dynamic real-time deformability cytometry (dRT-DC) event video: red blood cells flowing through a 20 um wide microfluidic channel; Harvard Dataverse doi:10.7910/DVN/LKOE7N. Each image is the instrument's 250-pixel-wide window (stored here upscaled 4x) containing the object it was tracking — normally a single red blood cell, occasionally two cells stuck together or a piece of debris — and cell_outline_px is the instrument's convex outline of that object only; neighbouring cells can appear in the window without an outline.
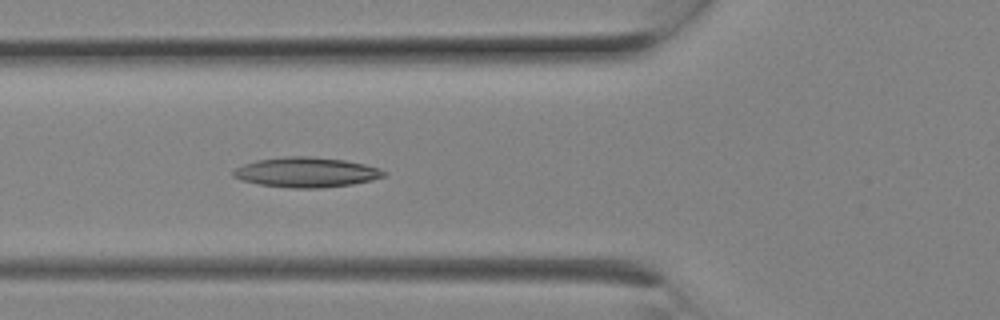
{"species": "Egyptian fruit bat (a non-hibernating species)", "species_latin": "Rousettus aegyptiacus", "temperature_condition": "room temperature", "stored_images_in_passage": 7, "camera_frame_rate_fps": 3000, "um_per_image_px": 0.085, "animal": {"sex": "female"}, "frame": {"image": 1, "passage_image": 7, "time_ms": 2.0, "image_size_px": [1000, 320], "cell_outline_px": [[388, 172], [384, 176], [372, 180], [352, 184], [316, 188], [292, 188], [260, 184], [240, 180], [232, 176], [232, 172], [236, 168], [244, 164], [256, 160], [284, 156], [312, 156], [344, 160], [364, 164], [380, 168]], "centroid_in_image_um": [26.03, 14.63], "position_along_channel_um": 99.8, "area_um2": 26.3}}